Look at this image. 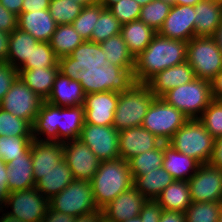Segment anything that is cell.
<instances>
[{
  "label": "cell",
  "mask_w": 222,
  "mask_h": 222,
  "mask_svg": "<svg viewBox=\"0 0 222 222\" xmlns=\"http://www.w3.org/2000/svg\"><path fill=\"white\" fill-rule=\"evenodd\" d=\"M46 101L59 107L81 106L84 105L85 93L78 80L70 79L59 72Z\"/></svg>",
  "instance_id": "obj_24"
},
{
  "label": "cell",
  "mask_w": 222,
  "mask_h": 222,
  "mask_svg": "<svg viewBox=\"0 0 222 222\" xmlns=\"http://www.w3.org/2000/svg\"><path fill=\"white\" fill-rule=\"evenodd\" d=\"M198 120L214 139L222 136V101L213 99Z\"/></svg>",
  "instance_id": "obj_45"
},
{
  "label": "cell",
  "mask_w": 222,
  "mask_h": 222,
  "mask_svg": "<svg viewBox=\"0 0 222 222\" xmlns=\"http://www.w3.org/2000/svg\"><path fill=\"white\" fill-rule=\"evenodd\" d=\"M124 222H142V221H141V218L138 216L136 218H131V219L124 221Z\"/></svg>",
  "instance_id": "obj_67"
},
{
  "label": "cell",
  "mask_w": 222,
  "mask_h": 222,
  "mask_svg": "<svg viewBox=\"0 0 222 222\" xmlns=\"http://www.w3.org/2000/svg\"><path fill=\"white\" fill-rule=\"evenodd\" d=\"M10 193L7 183H0V210L6 203V199Z\"/></svg>",
  "instance_id": "obj_58"
},
{
  "label": "cell",
  "mask_w": 222,
  "mask_h": 222,
  "mask_svg": "<svg viewBox=\"0 0 222 222\" xmlns=\"http://www.w3.org/2000/svg\"><path fill=\"white\" fill-rule=\"evenodd\" d=\"M212 38L215 40L216 44L218 45V47L222 51V21L219 24V26L217 27Z\"/></svg>",
  "instance_id": "obj_61"
},
{
  "label": "cell",
  "mask_w": 222,
  "mask_h": 222,
  "mask_svg": "<svg viewBox=\"0 0 222 222\" xmlns=\"http://www.w3.org/2000/svg\"><path fill=\"white\" fill-rule=\"evenodd\" d=\"M59 66L49 68L18 69V77L42 100L51 94Z\"/></svg>",
  "instance_id": "obj_28"
},
{
  "label": "cell",
  "mask_w": 222,
  "mask_h": 222,
  "mask_svg": "<svg viewBox=\"0 0 222 222\" xmlns=\"http://www.w3.org/2000/svg\"><path fill=\"white\" fill-rule=\"evenodd\" d=\"M8 165L0 159V183H7L8 179Z\"/></svg>",
  "instance_id": "obj_60"
},
{
  "label": "cell",
  "mask_w": 222,
  "mask_h": 222,
  "mask_svg": "<svg viewBox=\"0 0 222 222\" xmlns=\"http://www.w3.org/2000/svg\"><path fill=\"white\" fill-rule=\"evenodd\" d=\"M18 77V70L7 62H0V102Z\"/></svg>",
  "instance_id": "obj_47"
},
{
  "label": "cell",
  "mask_w": 222,
  "mask_h": 222,
  "mask_svg": "<svg viewBox=\"0 0 222 222\" xmlns=\"http://www.w3.org/2000/svg\"><path fill=\"white\" fill-rule=\"evenodd\" d=\"M104 8L100 3L84 6L79 16L73 21L72 26L85 41L91 40L93 28Z\"/></svg>",
  "instance_id": "obj_40"
},
{
  "label": "cell",
  "mask_w": 222,
  "mask_h": 222,
  "mask_svg": "<svg viewBox=\"0 0 222 222\" xmlns=\"http://www.w3.org/2000/svg\"><path fill=\"white\" fill-rule=\"evenodd\" d=\"M100 45L109 63L125 69H134L135 58L129 52L121 33L111 36Z\"/></svg>",
  "instance_id": "obj_34"
},
{
  "label": "cell",
  "mask_w": 222,
  "mask_h": 222,
  "mask_svg": "<svg viewBox=\"0 0 222 222\" xmlns=\"http://www.w3.org/2000/svg\"><path fill=\"white\" fill-rule=\"evenodd\" d=\"M133 180V186L147 200H156L175 179L162 166L140 177H133Z\"/></svg>",
  "instance_id": "obj_31"
},
{
  "label": "cell",
  "mask_w": 222,
  "mask_h": 222,
  "mask_svg": "<svg viewBox=\"0 0 222 222\" xmlns=\"http://www.w3.org/2000/svg\"><path fill=\"white\" fill-rule=\"evenodd\" d=\"M7 185L10 192L27 190L35 187L31 155H21L7 163Z\"/></svg>",
  "instance_id": "obj_29"
},
{
  "label": "cell",
  "mask_w": 222,
  "mask_h": 222,
  "mask_svg": "<svg viewBox=\"0 0 222 222\" xmlns=\"http://www.w3.org/2000/svg\"><path fill=\"white\" fill-rule=\"evenodd\" d=\"M133 176L127 161H100L97 172L90 181L98 209H103L119 194L133 186Z\"/></svg>",
  "instance_id": "obj_3"
},
{
  "label": "cell",
  "mask_w": 222,
  "mask_h": 222,
  "mask_svg": "<svg viewBox=\"0 0 222 222\" xmlns=\"http://www.w3.org/2000/svg\"><path fill=\"white\" fill-rule=\"evenodd\" d=\"M35 183L64 159L63 143L34 140L30 146Z\"/></svg>",
  "instance_id": "obj_21"
},
{
  "label": "cell",
  "mask_w": 222,
  "mask_h": 222,
  "mask_svg": "<svg viewBox=\"0 0 222 222\" xmlns=\"http://www.w3.org/2000/svg\"><path fill=\"white\" fill-rule=\"evenodd\" d=\"M163 1L170 3L171 5H176V0H163Z\"/></svg>",
  "instance_id": "obj_69"
},
{
  "label": "cell",
  "mask_w": 222,
  "mask_h": 222,
  "mask_svg": "<svg viewBox=\"0 0 222 222\" xmlns=\"http://www.w3.org/2000/svg\"><path fill=\"white\" fill-rule=\"evenodd\" d=\"M63 154L74 179L89 182L92 180L100 160L86 144L79 139L64 142Z\"/></svg>",
  "instance_id": "obj_16"
},
{
  "label": "cell",
  "mask_w": 222,
  "mask_h": 222,
  "mask_svg": "<svg viewBox=\"0 0 222 222\" xmlns=\"http://www.w3.org/2000/svg\"><path fill=\"white\" fill-rule=\"evenodd\" d=\"M222 202H192L184 212L186 222H218Z\"/></svg>",
  "instance_id": "obj_43"
},
{
  "label": "cell",
  "mask_w": 222,
  "mask_h": 222,
  "mask_svg": "<svg viewBox=\"0 0 222 222\" xmlns=\"http://www.w3.org/2000/svg\"><path fill=\"white\" fill-rule=\"evenodd\" d=\"M17 28L30 33L38 42H49L57 28V23L49 9L33 12H21L17 19Z\"/></svg>",
  "instance_id": "obj_23"
},
{
  "label": "cell",
  "mask_w": 222,
  "mask_h": 222,
  "mask_svg": "<svg viewBox=\"0 0 222 222\" xmlns=\"http://www.w3.org/2000/svg\"><path fill=\"white\" fill-rule=\"evenodd\" d=\"M162 143L142 126L119 131V155L127 162L138 154L158 148Z\"/></svg>",
  "instance_id": "obj_19"
},
{
  "label": "cell",
  "mask_w": 222,
  "mask_h": 222,
  "mask_svg": "<svg viewBox=\"0 0 222 222\" xmlns=\"http://www.w3.org/2000/svg\"><path fill=\"white\" fill-rule=\"evenodd\" d=\"M85 40L75 31L72 24L57 25L49 43L60 58L69 55Z\"/></svg>",
  "instance_id": "obj_35"
},
{
  "label": "cell",
  "mask_w": 222,
  "mask_h": 222,
  "mask_svg": "<svg viewBox=\"0 0 222 222\" xmlns=\"http://www.w3.org/2000/svg\"><path fill=\"white\" fill-rule=\"evenodd\" d=\"M43 101L17 77L0 102V108L18 118L26 120L32 126Z\"/></svg>",
  "instance_id": "obj_11"
},
{
  "label": "cell",
  "mask_w": 222,
  "mask_h": 222,
  "mask_svg": "<svg viewBox=\"0 0 222 222\" xmlns=\"http://www.w3.org/2000/svg\"><path fill=\"white\" fill-rule=\"evenodd\" d=\"M79 2L80 4L87 6L99 3V0H73Z\"/></svg>",
  "instance_id": "obj_64"
},
{
  "label": "cell",
  "mask_w": 222,
  "mask_h": 222,
  "mask_svg": "<svg viewBox=\"0 0 222 222\" xmlns=\"http://www.w3.org/2000/svg\"><path fill=\"white\" fill-rule=\"evenodd\" d=\"M186 61L196 78L211 81L222 70V51L212 37H193L187 42Z\"/></svg>",
  "instance_id": "obj_8"
},
{
  "label": "cell",
  "mask_w": 222,
  "mask_h": 222,
  "mask_svg": "<svg viewBox=\"0 0 222 222\" xmlns=\"http://www.w3.org/2000/svg\"><path fill=\"white\" fill-rule=\"evenodd\" d=\"M194 79H196L194 71L186 61L157 73L146 84L155 97H162L169 90Z\"/></svg>",
  "instance_id": "obj_22"
},
{
  "label": "cell",
  "mask_w": 222,
  "mask_h": 222,
  "mask_svg": "<svg viewBox=\"0 0 222 222\" xmlns=\"http://www.w3.org/2000/svg\"><path fill=\"white\" fill-rule=\"evenodd\" d=\"M212 97L222 101V70L211 80Z\"/></svg>",
  "instance_id": "obj_54"
},
{
  "label": "cell",
  "mask_w": 222,
  "mask_h": 222,
  "mask_svg": "<svg viewBox=\"0 0 222 222\" xmlns=\"http://www.w3.org/2000/svg\"><path fill=\"white\" fill-rule=\"evenodd\" d=\"M84 5L73 0H50L49 12L57 25L72 24Z\"/></svg>",
  "instance_id": "obj_39"
},
{
  "label": "cell",
  "mask_w": 222,
  "mask_h": 222,
  "mask_svg": "<svg viewBox=\"0 0 222 222\" xmlns=\"http://www.w3.org/2000/svg\"><path fill=\"white\" fill-rule=\"evenodd\" d=\"M75 218L76 217L71 215L58 212L48 206L45 217L41 220V222H75Z\"/></svg>",
  "instance_id": "obj_50"
},
{
  "label": "cell",
  "mask_w": 222,
  "mask_h": 222,
  "mask_svg": "<svg viewBox=\"0 0 222 222\" xmlns=\"http://www.w3.org/2000/svg\"><path fill=\"white\" fill-rule=\"evenodd\" d=\"M201 0H176V5H190L195 6Z\"/></svg>",
  "instance_id": "obj_62"
},
{
  "label": "cell",
  "mask_w": 222,
  "mask_h": 222,
  "mask_svg": "<svg viewBox=\"0 0 222 222\" xmlns=\"http://www.w3.org/2000/svg\"><path fill=\"white\" fill-rule=\"evenodd\" d=\"M58 63L59 57L51 48L50 43L38 42L33 46L30 60H26L19 69L49 68L59 66Z\"/></svg>",
  "instance_id": "obj_38"
},
{
  "label": "cell",
  "mask_w": 222,
  "mask_h": 222,
  "mask_svg": "<svg viewBox=\"0 0 222 222\" xmlns=\"http://www.w3.org/2000/svg\"><path fill=\"white\" fill-rule=\"evenodd\" d=\"M121 23L109 9L104 8L93 28L91 42L102 43L111 36L121 33Z\"/></svg>",
  "instance_id": "obj_41"
},
{
  "label": "cell",
  "mask_w": 222,
  "mask_h": 222,
  "mask_svg": "<svg viewBox=\"0 0 222 222\" xmlns=\"http://www.w3.org/2000/svg\"><path fill=\"white\" fill-rule=\"evenodd\" d=\"M98 222H113V221L108 219L105 215H102Z\"/></svg>",
  "instance_id": "obj_66"
},
{
  "label": "cell",
  "mask_w": 222,
  "mask_h": 222,
  "mask_svg": "<svg viewBox=\"0 0 222 222\" xmlns=\"http://www.w3.org/2000/svg\"><path fill=\"white\" fill-rule=\"evenodd\" d=\"M156 33L155 30L141 20L121 25V35L134 58L145 50Z\"/></svg>",
  "instance_id": "obj_30"
},
{
  "label": "cell",
  "mask_w": 222,
  "mask_h": 222,
  "mask_svg": "<svg viewBox=\"0 0 222 222\" xmlns=\"http://www.w3.org/2000/svg\"><path fill=\"white\" fill-rule=\"evenodd\" d=\"M0 136H32V126L0 108Z\"/></svg>",
  "instance_id": "obj_44"
},
{
  "label": "cell",
  "mask_w": 222,
  "mask_h": 222,
  "mask_svg": "<svg viewBox=\"0 0 222 222\" xmlns=\"http://www.w3.org/2000/svg\"><path fill=\"white\" fill-rule=\"evenodd\" d=\"M218 222H222V203H221V207L218 213Z\"/></svg>",
  "instance_id": "obj_68"
},
{
  "label": "cell",
  "mask_w": 222,
  "mask_h": 222,
  "mask_svg": "<svg viewBox=\"0 0 222 222\" xmlns=\"http://www.w3.org/2000/svg\"><path fill=\"white\" fill-rule=\"evenodd\" d=\"M159 222H186L184 212L164 210L161 213Z\"/></svg>",
  "instance_id": "obj_53"
},
{
  "label": "cell",
  "mask_w": 222,
  "mask_h": 222,
  "mask_svg": "<svg viewBox=\"0 0 222 222\" xmlns=\"http://www.w3.org/2000/svg\"><path fill=\"white\" fill-rule=\"evenodd\" d=\"M99 43L84 41L69 55L59 58V72L77 80L78 72L84 69L102 67L109 62Z\"/></svg>",
  "instance_id": "obj_13"
},
{
  "label": "cell",
  "mask_w": 222,
  "mask_h": 222,
  "mask_svg": "<svg viewBox=\"0 0 222 222\" xmlns=\"http://www.w3.org/2000/svg\"><path fill=\"white\" fill-rule=\"evenodd\" d=\"M17 19L18 16L8 11L0 3V30L11 33L13 30L17 29Z\"/></svg>",
  "instance_id": "obj_49"
},
{
  "label": "cell",
  "mask_w": 222,
  "mask_h": 222,
  "mask_svg": "<svg viewBox=\"0 0 222 222\" xmlns=\"http://www.w3.org/2000/svg\"><path fill=\"white\" fill-rule=\"evenodd\" d=\"M32 136H0V159L6 164L21 155H31Z\"/></svg>",
  "instance_id": "obj_37"
},
{
  "label": "cell",
  "mask_w": 222,
  "mask_h": 222,
  "mask_svg": "<svg viewBox=\"0 0 222 222\" xmlns=\"http://www.w3.org/2000/svg\"><path fill=\"white\" fill-rule=\"evenodd\" d=\"M102 215L103 209H97L93 212L77 216L75 222H98Z\"/></svg>",
  "instance_id": "obj_57"
},
{
  "label": "cell",
  "mask_w": 222,
  "mask_h": 222,
  "mask_svg": "<svg viewBox=\"0 0 222 222\" xmlns=\"http://www.w3.org/2000/svg\"><path fill=\"white\" fill-rule=\"evenodd\" d=\"M162 211V207L156 200H147L139 213V217L142 222H159Z\"/></svg>",
  "instance_id": "obj_48"
},
{
  "label": "cell",
  "mask_w": 222,
  "mask_h": 222,
  "mask_svg": "<svg viewBox=\"0 0 222 222\" xmlns=\"http://www.w3.org/2000/svg\"><path fill=\"white\" fill-rule=\"evenodd\" d=\"M0 3L17 16L21 13L23 0H0Z\"/></svg>",
  "instance_id": "obj_56"
},
{
  "label": "cell",
  "mask_w": 222,
  "mask_h": 222,
  "mask_svg": "<svg viewBox=\"0 0 222 222\" xmlns=\"http://www.w3.org/2000/svg\"><path fill=\"white\" fill-rule=\"evenodd\" d=\"M156 97L145 83H135L126 92L118 93L113 127L117 131L141 126L148 108Z\"/></svg>",
  "instance_id": "obj_5"
},
{
  "label": "cell",
  "mask_w": 222,
  "mask_h": 222,
  "mask_svg": "<svg viewBox=\"0 0 222 222\" xmlns=\"http://www.w3.org/2000/svg\"><path fill=\"white\" fill-rule=\"evenodd\" d=\"M50 0H23L21 12H33L49 8Z\"/></svg>",
  "instance_id": "obj_51"
},
{
  "label": "cell",
  "mask_w": 222,
  "mask_h": 222,
  "mask_svg": "<svg viewBox=\"0 0 222 222\" xmlns=\"http://www.w3.org/2000/svg\"><path fill=\"white\" fill-rule=\"evenodd\" d=\"M215 139L198 119H189L167 142L172 148L200 164L209 163Z\"/></svg>",
  "instance_id": "obj_6"
},
{
  "label": "cell",
  "mask_w": 222,
  "mask_h": 222,
  "mask_svg": "<svg viewBox=\"0 0 222 222\" xmlns=\"http://www.w3.org/2000/svg\"><path fill=\"white\" fill-rule=\"evenodd\" d=\"M188 120L189 118L180 110L161 97H156L149 106L141 126L167 143Z\"/></svg>",
  "instance_id": "obj_9"
},
{
  "label": "cell",
  "mask_w": 222,
  "mask_h": 222,
  "mask_svg": "<svg viewBox=\"0 0 222 222\" xmlns=\"http://www.w3.org/2000/svg\"><path fill=\"white\" fill-rule=\"evenodd\" d=\"M209 163L222 170V136L215 139L213 154Z\"/></svg>",
  "instance_id": "obj_52"
},
{
  "label": "cell",
  "mask_w": 222,
  "mask_h": 222,
  "mask_svg": "<svg viewBox=\"0 0 222 222\" xmlns=\"http://www.w3.org/2000/svg\"><path fill=\"white\" fill-rule=\"evenodd\" d=\"M137 3H139L141 6H145L148 3L154 1V0H135Z\"/></svg>",
  "instance_id": "obj_65"
},
{
  "label": "cell",
  "mask_w": 222,
  "mask_h": 222,
  "mask_svg": "<svg viewBox=\"0 0 222 222\" xmlns=\"http://www.w3.org/2000/svg\"><path fill=\"white\" fill-rule=\"evenodd\" d=\"M172 5L163 0H154L142 6L139 20L150 26L155 32L161 28L165 18L168 16Z\"/></svg>",
  "instance_id": "obj_42"
},
{
  "label": "cell",
  "mask_w": 222,
  "mask_h": 222,
  "mask_svg": "<svg viewBox=\"0 0 222 222\" xmlns=\"http://www.w3.org/2000/svg\"><path fill=\"white\" fill-rule=\"evenodd\" d=\"M49 201L35 188L11 192L3 208L24 222H41ZM9 209V210H8Z\"/></svg>",
  "instance_id": "obj_12"
},
{
  "label": "cell",
  "mask_w": 222,
  "mask_h": 222,
  "mask_svg": "<svg viewBox=\"0 0 222 222\" xmlns=\"http://www.w3.org/2000/svg\"><path fill=\"white\" fill-rule=\"evenodd\" d=\"M0 222H24L22 220H18L16 217H13L6 209L2 208L0 210Z\"/></svg>",
  "instance_id": "obj_59"
},
{
  "label": "cell",
  "mask_w": 222,
  "mask_h": 222,
  "mask_svg": "<svg viewBox=\"0 0 222 222\" xmlns=\"http://www.w3.org/2000/svg\"><path fill=\"white\" fill-rule=\"evenodd\" d=\"M119 1L120 0H99V3L102 4L106 9H109L113 4Z\"/></svg>",
  "instance_id": "obj_63"
},
{
  "label": "cell",
  "mask_w": 222,
  "mask_h": 222,
  "mask_svg": "<svg viewBox=\"0 0 222 222\" xmlns=\"http://www.w3.org/2000/svg\"><path fill=\"white\" fill-rule=\"evenodd\" d=\"M84 122V105L59 107L43 101L32 124V138L60 143L79 139Z\"/></svg>",
  "instance_id": "obj_1"
},
{
  "label": "cell",
  "mask_w": 222,
  "mask_h": 222,
  "mask_svg": "<svg viewBox=\"0 0 222 222\" xmlns=\"http://www.w3.org/2000/svg\"><path fill=\"white\" fill-rule=\"evenodd\" d=\"M141 9L142 6L135 0H120L109 8L121 24L139 20Z\"/></svg>",
  "instance_id": "obj_46"
},
{
  "label": "cell",
  "mask_w": 222,
  "mask_h": 222,
  "mask_svg": "<svg viewBox=\"0 0 222 222\" xmlns=\"http://www.w3.org/2000/svg\"><path fill=\"white\" fill-rule=\"evenodd\" d=\"M100 161L115 160L119 155V131L113 125L100 126L84 122L79 136Z\"/></svg>",
  "instance_id": "obj_14"
},
{
  "label": "cell",
  "mask_w": 222,
  "mask_h": 222,
  "mask_svg": "<svg viewBox=\"0 0 222 222\" xmlns=\"http://www.w3.org/2000/svg\"><path fill=\"white\" fill-rule=\"evenodd\" d=\"M164 210L185 212L191 205L188 181L174 180L156 199Z\"/></svg>",
  "instance_id": "obj_32"
},
{
  "label": "cell",
  "mask_w": 222,
  "mask_h": 222,
  "mask_svg": "<svg viewBox=\"0 0 222 222\" xmlns=\"http://www.w3.org/2000/svg\"><path fill=\"white\" fill-rule=\"evenodd\" d=\"M147 199L134 187L119 194L103 208V215L113 222H124L136 218Z\"/></svg>",
  "instance_id": "obj_20"
},
{
  "label": "cell",
  "mask_w": 222,
  "mask_h": 222,
  "mask_svg": "<svg viewBox=\"0 0 222 222\" xmlns=\"http://www.w3.org/2000/svg\"><path fill=\"white\" fill-rule=\"evenodd\" d=\"M49 206L61 213L77 217L98 209L89 181L74 179L59 194L49 200Z\"/></svg>",
  "instance_id": "obj_10"
},
{
  "label": "cell",
  "mask_w": 222,
  "mask_h": 222,
  "mask_svg": "<svg viewBox=\"0 0 222 222\" xmlns=\"http://www.w3.org/2000/svg\"><path fill=\"white\" fill-rule=\"evenodd\" d=\"M191 202H222V170L210 163L200 164L188 180Z\"/></svg>",
  "instance_id": "obj_15"
},
{
  "label": "cell",
  "mask_w": 222,
  "mask_h": 222,
  "mask_svg": "<svg viewBox=\"0 0 222 222\" xmlns=\"http://www.w3.org/2000/svg\"><path fill=\"white\" fill-rule=\"evenodd\" d=\"M73 180L74 177L71 169L65 159H63L60 163L56 164L55 168L42 174V178L35 183V188L49 201Z\"/></svg>",
  "instance_id": "obj_27"
},
{
  "label": "cell",
  "mask_w": 222,
  "mask_h": 222,
  "mask_svg": "<svg viewBox=\"0 0 222 222\" xmlns=\"http://www.w3.org/2000/svg\"><path fill=\"white\" fill-rule=\"evenodd\" d=\"M85 95L90 93L115 91L126 92L135 83L134 69H125L108 63L93 69L82 68L77 74Z\"/></svg>",
  "instance_id": "obj_4"
},
{
  "label": "cell",
  "mask_w": 222,
  "mask_h": 222,
  "mask_svg": "<svg viewBox=\"0 0 222 222\" xmlns=\"http://www.w3.org/2000/svg\"><path fill=\"white\" fill-rule=\"evenodd\" d=\"M10 33L0 30V62H7Z\"/></svg>",
  "instance_id": "obj_55"
},
{
  "label": "cell",
  "mask_w": 222,
  "mask_h": 222,
  "mask_svg": "<svg viewBox=\"0 0 222 222\" xmlns=\"http://www.w3.org/2000/svg\"><path fill=\"white\" fill-rule=\"evenodd\" d=\"M195 9V37H212L222 21V3L201 0Z\"/></svg>",
  "instance_id": "obj_25"
},
{
  "label": "cell",
  "mask_w": 222,
  "mask_h": 222,
  "mask_svg": "<svg viewBox=\"0 0 222 222\" xmlns=\"http://www.w3.org/2000/svg\"><path fill=\"white\" fill-rule=\"evenodd\" d=\"M37 43L38 41L30 33L18 28L13 30L9 38L7 63L18 70L26 60H30V53Z\"/></svg>",
  "instance_id": "obj_33"
},
{
  "label": "cell",
  "mask_w": 222,
  "mask_h": 222,
  "mask_svg": "<svg viewBox=\"0 0 222 222\" xmlns=\"http://www.w3.org/2000/svg\"><path fill=\"white\" fill-rule=\"evenodd\" d=\"M187 42L156 33L151 43L135 57L136 83H147L157 73L186 62Z\"/></svg>",
  "instance_id": "obj_2"
},
{
  "label": "cell",
  "mask_w": 222,
  "mask_h": 222,
  "mask_svg": "<svg viewBox=\"0 0 222 222\" xmlns=\"http://www.w3.org/2000/svg\"><path fill=\"white\" fill-rule=\"evenodd\" d=\"M163 143L154 150L138 154L128 161L133 177H140L163 166Z\"/></svg>",
  "instance_id": "obj_36"
},
{
  "label": "cell",
  "mask_w": 222,
  "mask_h": 222,
  "mask_svg": "<svg viewBox=\"0 0 222 222\" xmlns=\"http://www.w3.org/2000/svg\"><path fill=\"white\" fill-rule=\"evenodd\" d=\"M161 98L189 119H198L213 100L211 81L196 78L169 90Z\"/></svg>",
  "instance_id": "obj_7"
},
{
  "label": "cell",
  "mask_w": 222,
  "mask_h": 222,
  "mask_svg": "<svg viewBox=\"0 0 222 222\" xmlns=\"http://www.w3.org/2000/svg\"><path fill=\"white\" fill-rule=\"evenodd\" d=\"M118 103V92L107 91L85 95V123L109 126L113 125L114 114Z\"/></svg>",
  "instance_id": "obj_18"
},
{
  "label": "cell",
  "mask_w": 222,
  "mask_h": 222,
  "mask_svg": "<svg viewBox=\"0 0 222 222\" xmlns=\"http://www.w3.org/2000/svg\"><path fill=\"white\" fill-rule=\"evenodd\" d=\"M163 37L188 42L195 37V9L190 5H172L157 32Z\"/></svg>",
  "instance_id": "obj_17"
},
{
  "label": "cell",
  "mask_w": 222,
  "mask_h": 222,
  "mask_svg": "<svg viewBox=\"0 0 222 222\" xmlns=\"http://www.w3.org/2000/svg\"><path fill=\"white\" fill-rule=\"evenodd\" d=\"M163 168L175 179L188 181L197 171L200 163L192 157L163 142Z\"/></svg>",
  "instance_id": "obj_26"
}]
</instances>
